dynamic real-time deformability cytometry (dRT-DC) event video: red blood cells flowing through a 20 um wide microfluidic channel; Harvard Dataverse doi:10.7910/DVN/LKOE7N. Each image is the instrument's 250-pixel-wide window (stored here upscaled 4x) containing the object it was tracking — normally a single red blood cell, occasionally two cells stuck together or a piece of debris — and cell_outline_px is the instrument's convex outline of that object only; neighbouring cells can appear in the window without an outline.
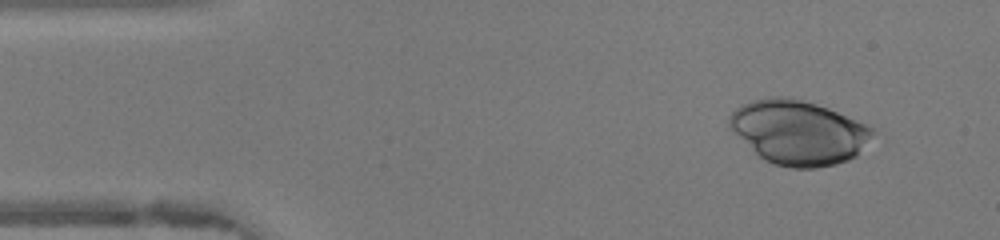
{"species": "human", "species_latin": "Homo sapiens", "temperature_condition": "warm", "stored_images_in_passage": 46, "camera_frame_rate_fps": 3000, "um_per_image_px": 0.085, "donor": {"sex": "female"}, "frame": {"image": 1, "passage_image": 4, "time_ms": 1.0, "image_size_px": [1000, 240], "cell_outline_px": [[872, 132], [856, 156], [848, 160], [836, 164], [816, 168], [792, 168], [772, 164], [764, 160], [728, 124], [728, 116], [740, 104], [752, 100], [772, 96], [788, 96], [816, 104], [828, 108], [864, 124], [872, 128]], "centroid_in_image_um": [67.83, 11.24], "position_along_channel_um": 17.2, "area_um2": 52.71}}
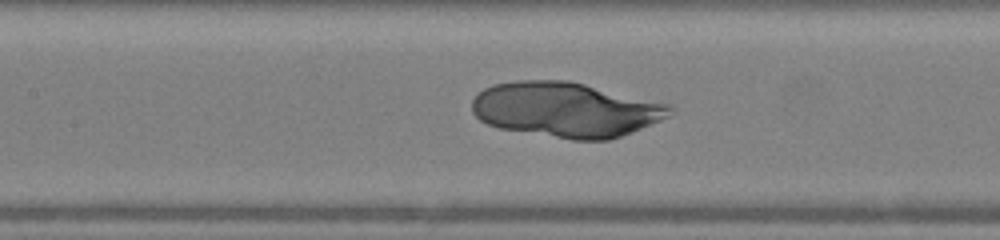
{"frame": {"image": 2, "passage_image": 20, "time_ms": 6.333, "image_size_px": [1000, 240], "cell_outline_px": [[676, 112], [660, 120], [632, 132], [608, 140], [572, 140], [500, 128], [488, 124], [480, 120], [472, 112], [472, 100], [484, 88], [492, 84], [516, 80], [568, 80], [672, 104], [676, 108]], "centroid_in_image_um": [48.13, 9.31], "position_along_channel_um": 159.3, "area_um2": 63.7}}
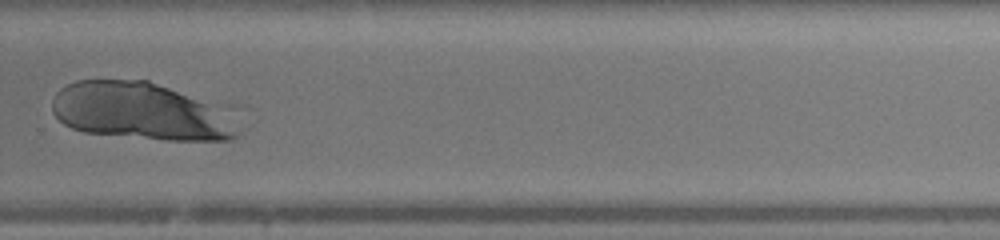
{"frame": {"image": 3, "passage_image": 31, "time_ms": 10.0, "image_size_px": [1000, 240], "cell_outline_px": [[244, 132], [228, 140], [168, 140], [84, 132], [72, 128], [64, 124], [52, 112], [52, 100], [56, 92], [60, 88], [76, 80], [148, 80], [168, 88], [204, 104], [244, 128]], "centroid_in_image_um": [11.82, 9.49], "position_along_channel_um": 318.0, "area_um2": 60.4}}